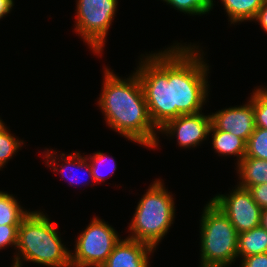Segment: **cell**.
I'll list each match as a JSON object with an SVG mask.
<instances>
[{"instance_id": "obj_1", "label": "cell", "mask_w": 267, "mask_h": 267, "mask_svg": "<svg viewBox=\"0 0 267 267\" xmlns=\"http://www.w3.org/2000/svg\"><path fill=\"white\" fill-rule=\"evenodd\" d=\"M97 106L112 131L144 148L159 147V129L153 124L140 80L134 70L124 79L104 67Z\"/></svg>"}, {"instance_id": "obj_2", "label": "cell", "mask_w": 267, "mask_h": 267, "mask_svg": "<svg viewBox=\"0 0 267 267\" xmlns=\"http://www.w3.org/2000/svg\"><path fill=\"white\" fill-rule=\"evenodd\" d=\"M204 50L198 44L173 42L171 45V95L173 119L203 110L210 95Z\"/></svg>"}, {"instance_id": "obj_3", "label": "cell", "mask_w": 267, "mask_h": 267, "mask_svg": "<svg viewBox=\"0 0 267 267\" xmlns=\"http://www.w3.org/2000/svg\"><path fill=\"white\" fill-rule=\"evenodd\" d=\"M50 219L41 210H31L22 219L13 266L22 267L23 263L32 262L43 267H71L70 248L64 245L56 223Z\"/></svg>"}, {"instance_id": "obj_4", "label": "cell", "mask_w": 267, "mask_h": 267, "mask_svg": "<svg viewBox=\"0 0 267 267\" xmlns=\"http://www.w3.org/2000/svg\"><path fill=\"white\" fill-rule=\"evenodd\" d=\"M174 200L163 180L155 179L136 205L127 238L146 243L156 251L175 222Z\"/></svg>"}, {"instance_id": "obj_5", "label": "cell", "mask_w": 267, "mask_h": 267, "mask_svg": "<svg viewBox=\"0 0 267 267\" xmlns=\"http://www.w3.org/2000/svg\"><path fill=\"white\" fill-rule=\"evenodd\" d=\"M134 68L140 80L153 124L160 129L173 119L171 95V46L139 56Z\"/></svg>"}, {"instance_id": "obj_6", "label": "cell", "mask_w": 267, "mask_h": 267, "mask_svg": "<svg viewBox=\"0 0 267 267\" xmlns=\"http://www.w3.org/2000/svg\"><path fill=\"white\" fill-rule=\"evenodd\" d=\"M200 266L229 267L238 260V232L228 217L209 200L201 212ZM233 263V264H232Z\"/></svg>"}, {"instance_id": "obj_7", "label": "cell", "mask_w": 267, "mask_h": 267, "mask_svg": "<svg viewBox=\"0 0 267 267\" xmlns=\"http://www.w3.org/2000/svg\"><path fill=\"white\" fill-rule=\"evenodd\" d=\"M117 7L118 0H76L74 31L100 58Z\"/></svg>"}, {"instance_id": "obj_8", "label": "cell", "mask_w": 267, "mask_h": 267, "mask_svg": "<svg viewBox=\"0 0 267 267\" xmlns=\"http://www.w3.org/2000/svg\"><path fill=\"white\" fill-rule=\"evenodd\" d=\"M90 220L76 237L74 250H70L71 267H101L121 239L104 219L94 216Z\"/></svg>"}, {"instance_id": "obj_9", "label": "cell", "mask_w": 267, "mask_h": 267, "mask_svg": "<svg viewBox=\"0 0 267 267\" xmlns=\"http://www.w3.org/2000/svg\"><path fill=\"white\" fill-rule=\"evenodd\" d=\"M230 220L238 234L261 225V207L250 191L238 184L228 194H216L210 199Z\"/></svg>"}, {"instance_id": "obj_10", "label": "cell", "mask_w": 267, "mask_h": 267, "mask_svg": "<svg viewBox=\"0 0 267 267\" xmlns=\"http://www.w3.org/2000/svg\"><path fill=\"white\" fill-rule=\"evenodd\" d=\"M211 116L198 112L195 114L180 115L166 122L159 133L176 141L183 149L197 148L201 143L209 139Z\"/></svg>"}, {"instance_id": "obj_11", "label": "cell", "mask_w": 267, "mask_h": 267, "mask_svg": "<svg viewBox=\"0 0 267 267\" xmlns=\"http://www.w3.org/2000/svg\"><path fill=\"white\" fill-rule=\"evenodd\" d=\"M211 124L217 129L230 132L245 142L255 130V114L252 99L243 105L230 106L210 113Z\"/></svg>"}, {"instance_id": "obj_12", "label": "cell", "mask_w": 267, "mask_h": 267, "mask_svg": "<svg viewBox=\"0 0 267 267\" xmlns=\"http://www.w3.org/2000/svg\"><path fill=\"white\" fill-rule=\"evenodd\" d=\"M154 250L146 243L121 238L101 267H149Z\"/></svg>"}, {"instance_id": "obj_13", "label": "cell", "mask_w": 267, "mask_h": 267, "mask_svg": "<svg viewBox=\"0 0 267 267\" xmlns=\"http://www.w3.org/2000/svg\"><path fill=\"white\" fill-rule=\"evenodd\" d=\"M44 149H45V151H43V153L45 155H43V157L45 158L44 160L46 161L45 163H46L47 167L52 168L53 172L61 173L62 179L63 178L66 179L69 182V185H72V186L75 184L79 185L83 181V179H82V181L80 179V182L78 181L79 178L81 177L80 175H78V172L80 170H82L84 172V174L86 173V175L89 174L88 175L89 178L94 181V178L92 176L91 167L89 164V160L86 156H82L80 151L79 152L74 151L71 154H66V153L64 154V152L59 154L58 153L59 151L53 150L52 148H50V149L44 148ZM57 161L59 163H57ZM60 162H62V163L60 164ZM69 169H70V171H69ZM76 173H77V175H76ZM87 181H89V179ZM88 183H90V182L85 183V181H84V184H87V186L89 185ZM82 184H83V182H82Z\"/></svg>"}, {"instance_id": "obj_14", "label": "cell", "mask_w": 267, "mask_h": 267, "mask_svg": "<svg viewBox=\"0 0 267 267\" xmlns=\"http://www.w3.org/2000/svg\"><path fill=\"white\" fill-rule=\"evenodd\" d=\"M212 139V148L218 156L237 157L235 165L246 156V142L234 134L222 130H217L212 124L209 130Z\"/></svg>"}, {"instance_id": "obj_15", "label": "cell", "mask_w": 267, "mask_h": 267, "mask_svg": "<svg viewBox=\"0 0 267 267\" xmlns=\"http://www.w3.org/2000/svg\"><path fill=\"white\" fill-rule=\"evenodd\" d=\"M237 184L243 188L267 183V160L244 157L235 168Z\"/></svg>"}, {"instance_id": "obj_16", "label": "cell", "mask_w": 267, "mask_h": 267, "mask_svg": "<svg viewBox=\"0 0 267 267\" xmlns=\"http://www.w3.org/2000/svg\"><path fill=\"white\" fill-rule=\"evenodd\" d=\"M228 22L234 26L246 21L252 22L265 0H220Z\"/></svg>"}, {"instance_id": "obj_17", "label": "cell", "mask_w": 267, "mask_h": 267, "mask_svg": "<svg viewBox=\"0 0 267 267\" xmlns=\"http://www.w3.org/2000/svg\"><path fill=\"white\" fill-rule=\"evenodd\" d=\"M261 253H267V230L265 228L260 225L238 234V260Z\"/></svg>"}, {"instance_id": "obj_18", "label": "cell", "mask_w": 267, "mask_h": 267, "mask_svg": "<svg viewBox=\"0 0 267 267\" xmlns=\"http://www.w3.org/2000/svg\"><path fill=\"white\" fill-rule=\"evenodd\" d=\"M29 212L15 195L0 190V225H20Z\"/></svg>"}, {"instance_id": "obj_19", "label": "cell", "mask_w": 267, "mask_h": 267, "mask_svg": "<svg viewBox=\"0 0 267 267\" xmlns=\"http://www.w3.org/2000/svg\"><path fill=\"white\" fill-rule=\"evenodd\" d=\"M24 143V140H19L18 137L11 133L4 121L0 123V170L6 166L14 155L16 156Z\"/></svg>"}, {"instance_id": "obj_20", "label": "cell", "mask_w": 267, "mask_h": 267, "mask_svg": "<svg viewBox=\"0 0 267 267\" xmlns=\"http://www.w3.org/2000/svg\"><path fill=\"white\" fill-rule=\"evenodd\" d=\"M92 155H87L86 157L89 160V164L91 167V171H92V176L94 178V182L97 184H101L102 182L104 183L106 179H108V174L109 176H112L116 169H117V163H115V159L114 157H110L109 155H107L106 153L104 154L101 151H97L94 153H90ZM107 167H106V166ZM102 170H108L109 173L105 175L103 174L104 172H102ZM106 178V179H105Z\"/></svg>"}, {"instance_id": "obj_21", "label": "cell", "mask_w": 267, "mask_h": 267, "mask_svg": "<svg viewBox=\"0 0 267 267\" xmlns=\"http://www.w3.org/2000/svg\"><path fill=\"white\" fill-rule=\"evenodd\" d=\"M171 8L190 16L209 14L215 5V0H161Z\"/></svg>"}, {"instance_id": "obj_22", "label": "cell", "mask_w": 267, "mask_h": 267, "mask_svg": "<svg viewBox=\"0 0 267 267\" xmlns=\"http://www.w3.org/2000/svg\"><path fill=\"white\" fill-rule=\"evenodd\" d=\"M267 160V129L256 127L246 142V156Z\"/></svg>"}, {"instance_id": "obj_23", "label": "cell", "mask_w": 267, "mask_h": 267, "mask_svg": "<svg viewBox=\"0 0 267 267\" xmlns=\"http://www.w3.org/2000/svg\"><path fill=\"white\" fill-rule=\"evenodd\" d=\"M250 94L254 106L255 126L267 129V86H256Z\"/></svg>"}, {"instance_id": "obj_24", "label": "cell", "mask_w": 267, "mask_h": 267, "mask_svg": "<svg viewBox=\"0 0 267 267\" xmlns=\"http://www.w3.org/2000/svg\"><path fill=\"white\" fill-rule=\"evenodd\" d=\"M20 225H0V251L12 247L16 250L18 227Z\"/></svg>"}, {"instance_id": "obj_25", "label": "cell", "mask_w": 267, "mask_h": 267, "mask_svg": "<svg viewBox=\"0 0 267 267\" xmlns=\"http://www.w3.org/2000/svg\"><path fill=\"white\" fill-rule=\"evenodd\" d=\"M254 201L261 207V209L267 208V183L261 185H255L247 188Z\"/></svg>"}, {"instance_id": "obj_26", "label": "cell", "mask_w": 267, "mask_h": 267, "mask_svg": "<svg viewBox=\"0 0 267 267\" xmlns=\"http://www.w3.org/2000/svg\"><path fill=\"white\" fill-rule=\"evenodd\" d=\"M239 267H267V253L251 255L239 259Z\"/></svg>"}, {"instance_id": "obj_27", "label": "cell", "mask_w": 267, "mask_h": 267, "mask_svg": "<svg viewBox=\"0 0 267 267\" xmlns=\"http://www.w3.org/2000/svg\"><path fill=\"white\" fill-rule=\"evenodd\" d=\"M258 22L261 28L267 33V2L265 1L259 11L257 12L255 18L252 20Z\"/></svg>"}, {"instance_id": "obj_28", "label": "cell", "mask_w": 267, "mask_h": 267, "mask_svg": "<svg viewBox=\"0 0 267 267\" xmlns=\"http://www.w3.org/2000/svg\"><path fill=\"white\" fill-rule=\"evenodd\" d=\"M14 0H0V20L8 16L12 12Z\"/></svg>"}, {"instance_id": "obj_29", "label": "cell", "mask_w": 267, "mask_h": 267, "mask_svg": "<svg viewBox=\"0 0 267 267\" xmlns=\"http://www.w3.org/2000/svg\"><path fill=\"white\" fill-rule=\"evenodd\" d=\"M261 226L267 230V208L261 212Z\"/></svg>"}]
</instances>
